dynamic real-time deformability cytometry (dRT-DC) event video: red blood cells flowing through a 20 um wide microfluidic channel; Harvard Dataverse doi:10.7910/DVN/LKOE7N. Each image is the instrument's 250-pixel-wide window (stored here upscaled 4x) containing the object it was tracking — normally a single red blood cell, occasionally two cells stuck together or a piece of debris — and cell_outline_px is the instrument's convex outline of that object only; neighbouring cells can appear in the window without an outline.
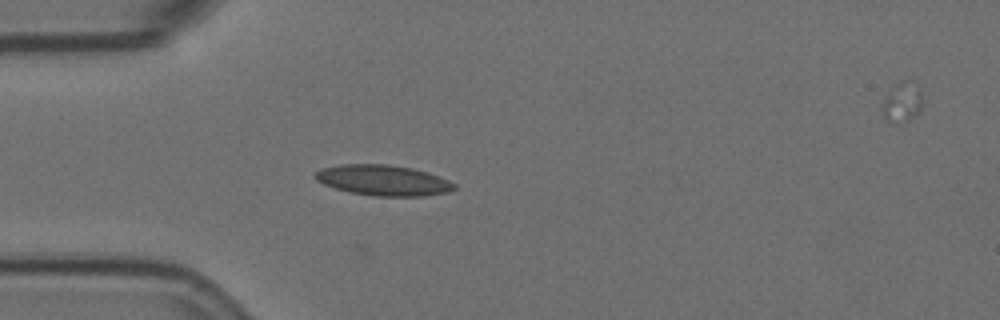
{"species": "Egyptian fruit bat (a non-hibernating species)", "species_latin": "Rousettus aegyptiacus", "temperature_condition": "room temperature", "stored_images_in_passage": 32, "camera_frame_rate_fps": 3000, "um_per_image_px": 0.085, "animal": {"sex": "female"}, "frame": {"image": 1, "passage_image": 2, "time_ms": 0.333, "image_size_px": [1000, 320], "cell_outline_px": [[456, 188], [448, 192], [424, 196], [372, 196], [348, 192], [324, 184], [316, 180], [312, 176], [320, 168], [340, 164], [388, 164], [412, 168], [448, 180], [456, 184]], "centroid_in_image_um": [32.52, 15.33], "position_along_channel_um": 52.5, "area_um2": 24.8}}
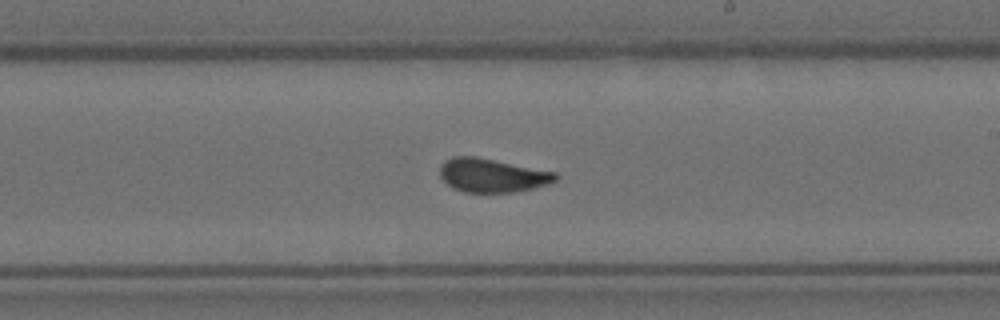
{"frame": {"image": 2, "passage_image": 19, "time_ms": 6.0, "image_size_px": [1000, 320], "cell_outline_px": [[560, 176], [556, 180], [548, 184], [532, 188], [512, 192], [464, 192], [452, 188], [440, 176], [440, 164], [444, 160], [452, 156], [476, 156], [556, 172]], "centroid_in_image_um": [41.82, 14.89], "position_along_channel_um": 247.2, "area_um2": 22.77}}
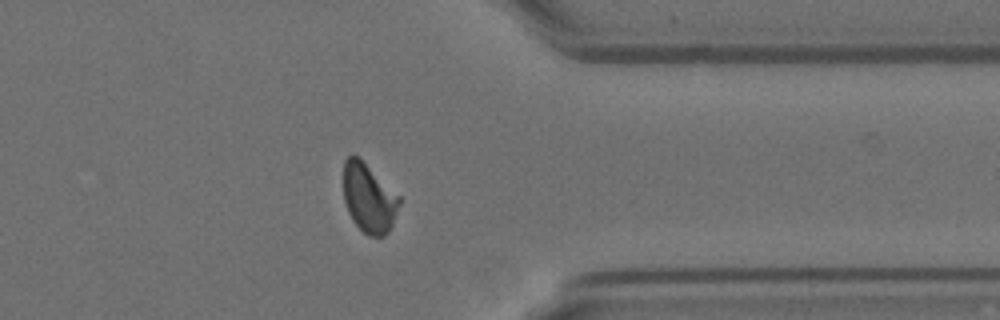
{"frame": {"image": 3, "passage_image": 31, "time_ms": 10.0, "image_size_px": [1000, 320], "cell_outline_px": [[400, 204], [392, 224], [388, 232], [384, 236], [368, 236], [352, 220], [348, 212], [344, 200], [344, 160], [352, 152], [360, 156], [400, 196]], "centroid_in_image_um": [31.34, 16.78], "position_along_channel_um": 380.1, "area_um2": 22.77}}